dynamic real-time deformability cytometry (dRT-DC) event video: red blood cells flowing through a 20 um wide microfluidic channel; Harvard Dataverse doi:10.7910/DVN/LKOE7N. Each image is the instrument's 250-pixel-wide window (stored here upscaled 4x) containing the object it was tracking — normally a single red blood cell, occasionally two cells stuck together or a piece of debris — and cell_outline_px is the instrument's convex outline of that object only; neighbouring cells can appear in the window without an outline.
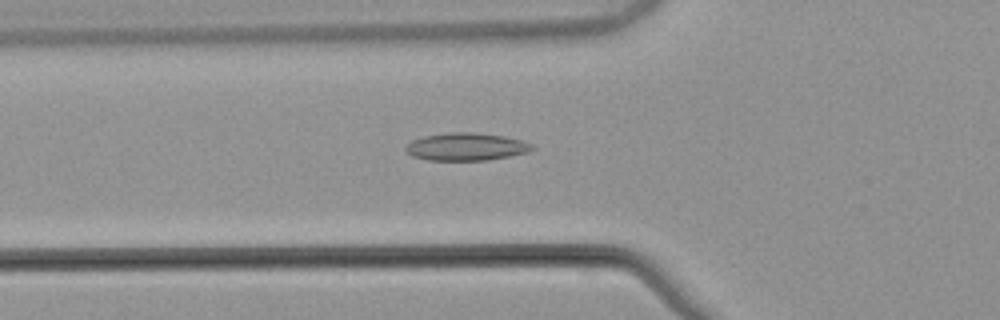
{"species": "common noctule bat (a hibernating species)", "species_latin": "Nyctalus noctula", "temperature_condition": "warm", "stored_images_in_passage": 48, "camera_frame_rate_fps": 3000, "um_per_image_px": 0.085, "animal": {"sex": "male", "body_mass_g": 21.5, "forearm_length_mm": 52.0}, "frame": {"image": 1, "passage_image": 14, "time_ms": 4.333, "image_size_px": [1000, 320], "cell_outline_px": [[536, 148], [528, 152], [488, 160], [428, 160], [412, 156], [404, 148], [412, 140], [424, 136], [448, 132], [476, 132], [504, 136], [520, 140], [532, 144]], "centroid_in_image_um": [39.63, 12.46], "position_along_channel_um": 86.2, "area_um2": 20.35}}
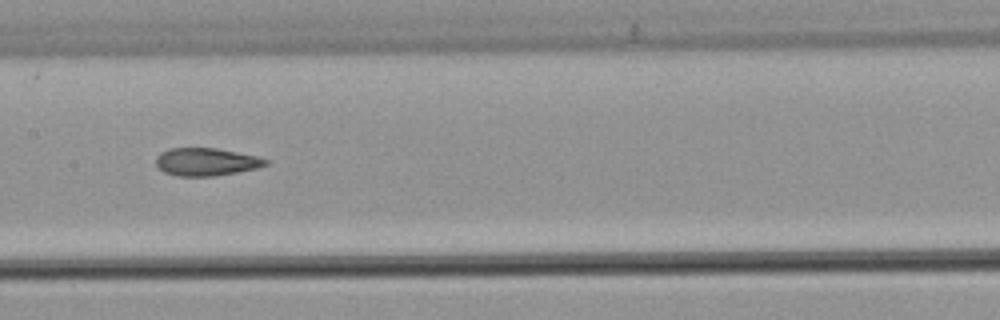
{"frame": {"image": 2, "passage_image": 22, "time_ms": 7.0, "image_size_px": [1000, 320], "cell_outline_px": [[268, 164], [256, 168], [216, 176], [176, 176], [164, 172], [156, 164], [156, 156], [160, 152], [172, 148], [216, 148], [256, 156], [268, 160]], "centroid_in_image_um": [17.5, 13.76], "position_along_channel_um": 189.9, "area_um2": 17.63}}
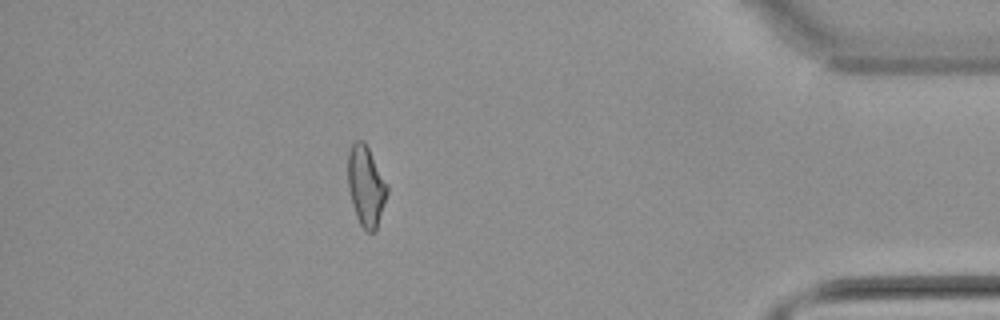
{"frame": {"image": 3, "passage_image": 42, "time_ms": 13.667, "image_size_px": [1000, 320], "cell_outline_px": [[388, 192], [376, 228], [372, 232], [368, 232], [360, 224], [356, 216], [352, 204], [348, 188], [348, 152], [352, 144], [356, 140], [364, 140], [388, 184]], "centroid_in_image_um": [31.1, 15.77], "position_along_channel_um": 404.1, "area_um2": 18.26}, "authors_computed_cell_mechanics": {"area_um2": 18.785, "velocity_mm_per_s": 3.8639, "shape_relaxation_time_tau1_ms": null, "shape_relaxation_time_tau2_ms": 2.3023, "deformation_change_tau1": null, "deformation_change_tau2": 0.1026}}